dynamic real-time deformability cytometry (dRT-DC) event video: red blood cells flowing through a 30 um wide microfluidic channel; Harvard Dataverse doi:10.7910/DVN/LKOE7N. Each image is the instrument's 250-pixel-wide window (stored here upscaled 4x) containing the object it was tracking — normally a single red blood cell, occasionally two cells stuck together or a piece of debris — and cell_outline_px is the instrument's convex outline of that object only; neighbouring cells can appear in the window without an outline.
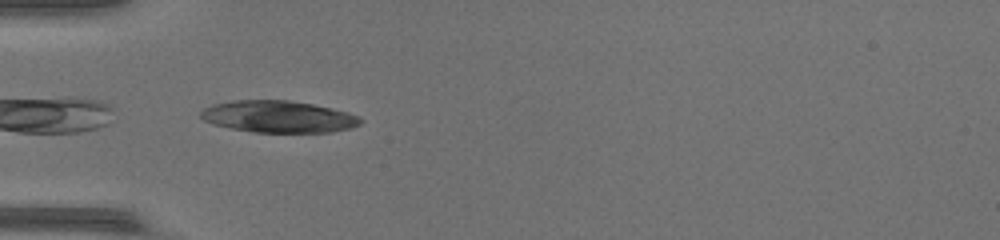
{"species": "common noctule bat (a hibernating species)", "species_latin": "Nyctalus noctula", "temperature_condition": "warm", "stored_images_in_passage": 27, "camera_frame_rate_fps": 3000, "um_per_image_px": 0.085, "animal": {"sex": "female", "body_mass_g": 17.0, "forearm_length_mm": 48.0}, "frame": {"image": 1, "passage_image": 1, "time_ms": 0.0, "image_size_px": [1000, 240], "cell_outline_px": [[364, 120], [360, 124], [352, 128], [332, 132], [256, 132], [232, 128], [212, 124], [204, 120], [200, 116], [200, 112], [204, 108], [212, 104], [232, 100], [288, 100], [312, 104], [332, 108], [348, 112], [360, 116]], "centroid_in_image_um": [23.69, 9.91], "position_along_channel_um": 61.3, "area_um2": 29.77}}